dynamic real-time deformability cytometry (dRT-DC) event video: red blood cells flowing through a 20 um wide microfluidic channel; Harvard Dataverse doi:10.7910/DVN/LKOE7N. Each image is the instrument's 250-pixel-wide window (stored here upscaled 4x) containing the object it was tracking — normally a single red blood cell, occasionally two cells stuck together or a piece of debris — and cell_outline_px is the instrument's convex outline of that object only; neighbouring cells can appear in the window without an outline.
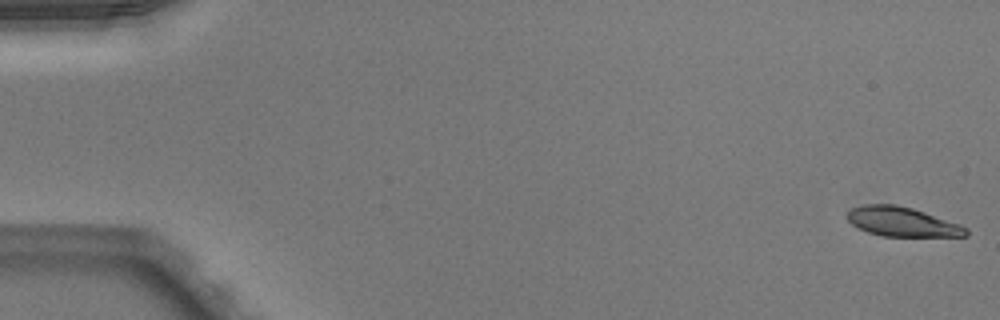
{"species": "Egyptian fruit bat (a non-hibernating species)", "species_latin": "Rousettus aegyptiacus", "temperature_condition": "warm", "stored_images_in_passage": 17, "camera_frame_rate_fps": 3000, "um_per_image_px": 0.085, "animal": {"sex": "male"}, "frame": {"image": 1, "passage_image": 1, "time_ms": 0.0, "image_size_px": [1000, 320], "cell_outline_px": [[968, 236], [880, 236], [868, 232], [852, 224], [848, 220], [848, 212], [852, 208], [864, 204], [896, 204], [912, 208], [960, 224], [968, 228]], "centroid_in_image_um": [76.7, 18.85], "position_along_channel_um": 8.3, "area_um2": 20.23}}